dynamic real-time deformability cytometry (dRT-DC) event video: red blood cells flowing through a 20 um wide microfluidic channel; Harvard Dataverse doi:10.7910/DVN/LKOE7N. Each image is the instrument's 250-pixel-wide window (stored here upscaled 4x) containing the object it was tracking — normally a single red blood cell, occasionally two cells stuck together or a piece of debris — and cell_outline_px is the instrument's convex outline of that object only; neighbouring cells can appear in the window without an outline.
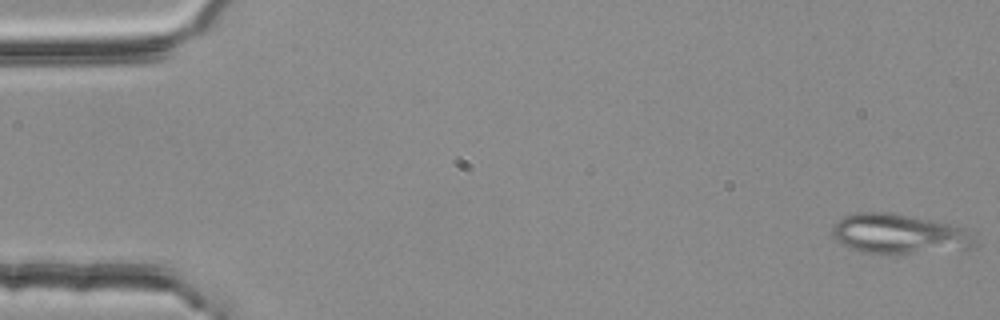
{"species": "common noctule bat (a hibernating species)", "species_latin": "Nyctalus noctula", "temperature_condition": "room temperature", "stored_images_in_passage": 4, "camera_frame_rate_fps": 3000, "um_per_image_px": 0.085, "animal": {"sex": "female", "body_mass_g": 25.1}, "frame": {"image": 1, "passage_image": 1, "time_ms": 0.0, "image_size_px": [1000, 320], "cell_outline_px": [[980, 244], [972, 248], [912, 252], [868, 252], [852, 248], [836, 240], [832, 232], [832, 224], [836, 220], [844, 216], [860, 212], [892, 212], [948, 224], [964, 228]], "centroid_in_image_um": [76.41, 19.85], "position_along_channel_um": 8.6, "area_um2": 32.25}}